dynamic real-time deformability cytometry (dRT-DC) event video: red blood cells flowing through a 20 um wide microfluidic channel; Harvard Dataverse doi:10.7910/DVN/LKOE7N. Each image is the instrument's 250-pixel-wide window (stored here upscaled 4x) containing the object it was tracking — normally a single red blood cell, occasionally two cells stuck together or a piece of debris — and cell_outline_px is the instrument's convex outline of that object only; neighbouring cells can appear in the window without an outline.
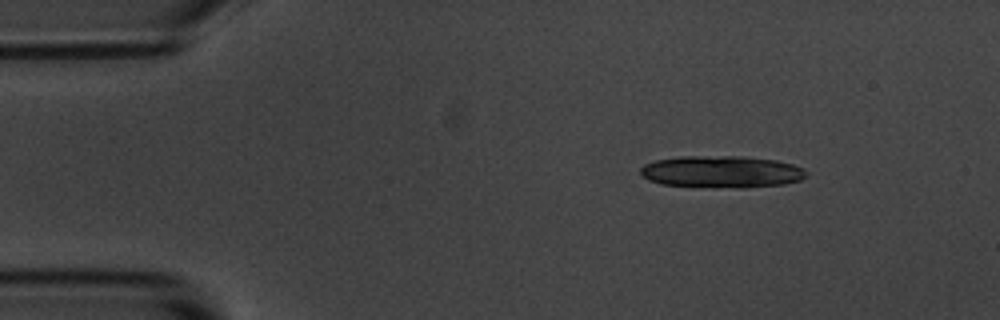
{"species": "common noctule bat (a hibernating species)", "species_latin": "Nyctalus noctula", "temperature_condition": "room temperature", "stored_images_in_passage": 6, "segment_of_instrument_passage": [1, 2], "camera_frame_rate_fps": 3000, "um_per_image_px": 0.085, "animal": {"sex": "male", "body_mass_g": 20.1, "forearm_length_mm": 53.5}, "frame": {"image": 1, "passage_image": 1, "time_ms": 0.0, "image_size_px": [1000, 320], "cell_outline_px": [[808, 172], [800, 180], [784, 184], [740, 188], [660, 184], [648, 180], [640, 176], [640, 168], [644, 164], [656, 160], [680, 156], [740, 156], [776, 160], [792, 164], [804, 168]], "centroid_in_image_um": [61.31, 14.59], "position_along_channel_um": 23.7, "area_um2": 30.92}}